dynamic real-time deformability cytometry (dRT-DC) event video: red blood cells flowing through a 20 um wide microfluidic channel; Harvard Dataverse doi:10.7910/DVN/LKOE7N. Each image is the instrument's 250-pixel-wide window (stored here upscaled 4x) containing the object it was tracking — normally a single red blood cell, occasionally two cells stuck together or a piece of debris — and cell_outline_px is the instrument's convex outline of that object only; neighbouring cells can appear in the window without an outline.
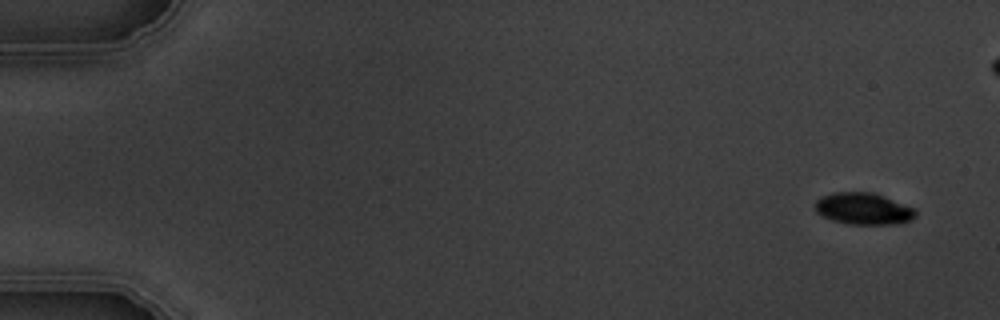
{"species": "common noctule bat (a hibernating species)", "species_latin": "Nyctalus noctula", "temperature_condition": "warm", "stored_images_in_passage": 7, "camera_frame_rate_fps": 3000, "um_per_image_px": 0.085, "animal": {"sex": "male", "body_mass_g": 19.5, "forearm_length_mm": 54.6}, "frame": {"image": 1, "passage_image": 1, "time_ms": 0.0, "image_size_px": [1000, 320], "cell_outline_px": [[916, 216], [900, 224], [848, 224], [832, 220], [820, 216], [816, 212], [816, 200], [820, 196], [832, 192], [872, 192], [884, 196], [916, 208]], "centroid_in_image_um": [73.38, 17.73], "position_along_channel_um": 11.6, "area_um2": 18.79}}